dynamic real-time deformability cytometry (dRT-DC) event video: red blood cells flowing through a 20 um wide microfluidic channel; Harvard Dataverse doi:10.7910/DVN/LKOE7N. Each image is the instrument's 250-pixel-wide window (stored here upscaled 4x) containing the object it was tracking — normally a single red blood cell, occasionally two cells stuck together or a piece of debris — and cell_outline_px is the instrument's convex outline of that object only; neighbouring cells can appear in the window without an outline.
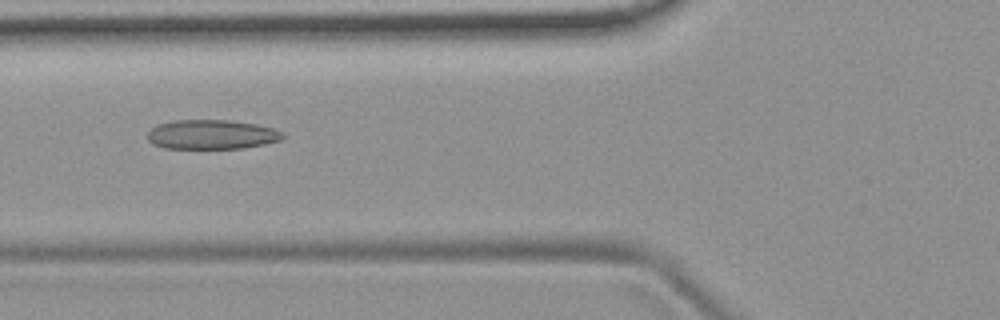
{"species": "common noctule bat (a hibernating species)", "species_latin": "Nyctalus noctula", "temperature_condition": "room temperature", "stored_images_in_passage": 53, "camera_frame_rate_fps": 3000, "um_per_image_px": 0.085, "animal": {"sex": "female", "body_mass_g": 19.9}, "frame": {"image": 1, "passage_image": 20, "time_ms": 6.333, "image_size_px": [1000, 320], "cell_outline_px": [[284, 136], [280, 140], [264, 144], [240, 148], [164, 148], [152, 144], [148, 140], [148, 132], [156, 124], [172, 120], [228, 120], [256, 124], [272, 128], [284, 132]], "centroid_in_image_um": [17.96, 11.42], "position_along_channel_um": 107.8, "area_um2": 23.18}}
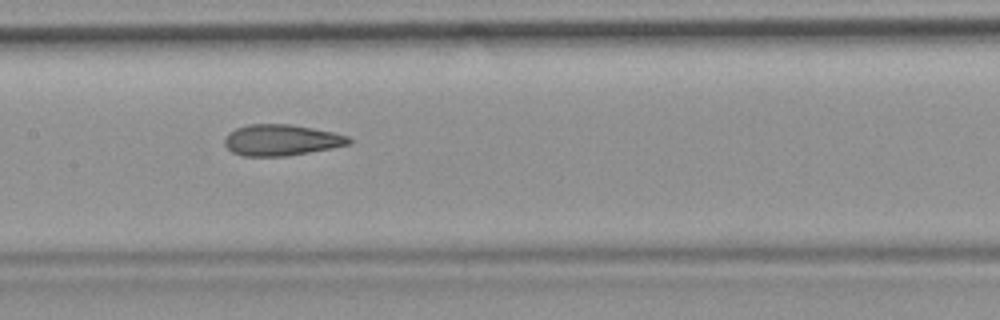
{"frame": {"image": 2, "passage_image": 26, "time_ms": 8.333, "image_size_px": [1000, 320], "cell_outline_px": [[352, 144], [332, 148], [284, 156], [244, 156], [232, 152], [224, 144], [224, 140], [228, 132], [236, 128], [248, 124], [292, 124], [332, 132], [348, 136], [352, 140]], "centroid_in_image_um": [23.9, 11.9], "position_along_channel_um": 183.5, "area_um2": 22.54}}
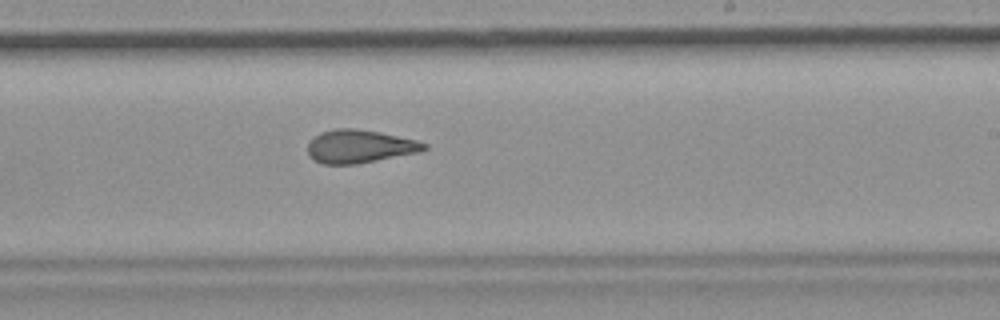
{"frame": {"image": 3, "passage_image": 32, "time_ms": 10.333, "image_size_px": [1000, 320], "cell_outline_px": [[428, 148], [420, 152], [356, 164], [324, 164], [316, 160], [308, 152], [308, 144], [320, 132], [336, 128], [356, 128], [380, 132], [416, 140], [428, 144]], "centroid_in_image_um": [30.61, 12.43], "position_along_channel_um": 258.4, "area_um2": 22.31}, "authors_computed_cell_mechanics": {"area_um2": 23.698, "velocity_mm_per_s": 3.7721, "shape_relaxation_time_tau1_ms": null, "shape_relaxation_time_tau2_ms": 2.1129, "deformation_change_tau1": null, "deformation_change_tau2": 0.1087}}